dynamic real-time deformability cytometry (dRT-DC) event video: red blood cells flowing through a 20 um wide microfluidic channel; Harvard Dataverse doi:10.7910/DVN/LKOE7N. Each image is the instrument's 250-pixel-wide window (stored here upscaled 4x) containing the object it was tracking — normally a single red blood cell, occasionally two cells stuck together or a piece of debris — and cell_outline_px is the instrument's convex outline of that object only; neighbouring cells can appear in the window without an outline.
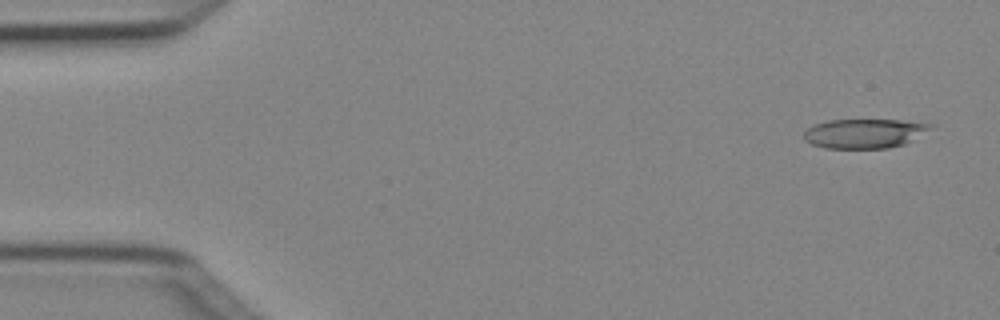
{"species": "Egyptian fruit bat (a non-hibernating species)", "species_latin": "Rousettus aegyptiacus", "temperature_condition": "cold", "stored_images_in_passage": 4, "camera_frame_rate_fps": 3000, "um_per_image_px": 0.085, "animal": {"sex": "female"}, "frame": {"image": 1, "passage_image": 1, "time_ms": 0.0, "image_size_px": [1000, 320], "cell_outline_px": [[936, 124], [932, 128], [912, 140], [904, 144], [888, 148], [824, 148], [812, 144], [804, 140], [804, 132], [812, 124], [828, 120], [900, 120]], "centroid_in_image_um": [73.46, 11.34], "position_along_channel_um": 11.5, "area_um2": 21.73}}
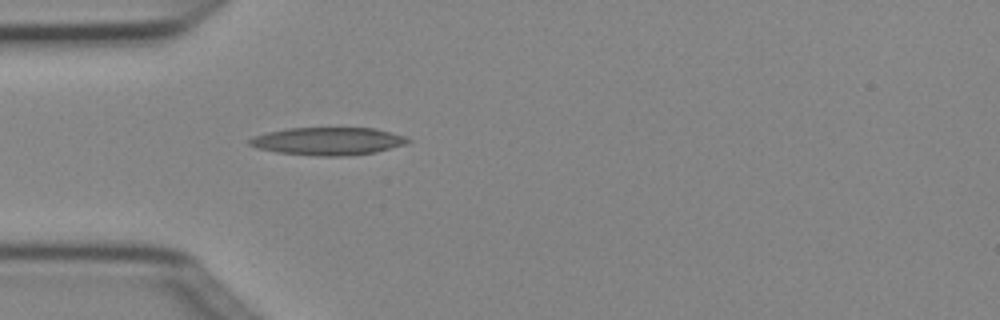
{"frame": {"image": 2, "passage_image": 4, "time_ms": 1.0, "image_size_px": [1000, 320], "cell_outline_px": [[412, 140], [404, 144], [376, 152], [344, 156], [316, 156], [276, 152], [256, 148], [248, 144], [248, 140], [252, 136], [268, 132], [288, 128], [376, 128], [392, 132], [404, 136]], "centroid_in_image_um": [27.85, 12.0], "position_along_channel_um": 57.2, "area_um2": 25.66}}